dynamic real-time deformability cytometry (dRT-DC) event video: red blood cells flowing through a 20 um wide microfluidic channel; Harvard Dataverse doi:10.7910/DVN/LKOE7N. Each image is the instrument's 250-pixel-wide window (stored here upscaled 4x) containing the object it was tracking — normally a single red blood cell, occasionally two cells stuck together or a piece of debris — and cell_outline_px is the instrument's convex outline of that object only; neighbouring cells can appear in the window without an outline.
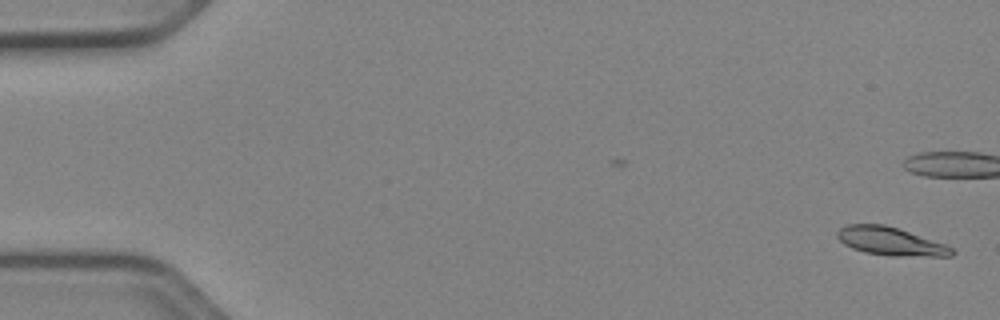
{"species": "Egyptian fruit bat (a non-hibernating species)", "species_latin": "Rousettus aegyptiacus", "temperature_condition": "cold", "stored_images_in_passage": 46, "camera_frame_rate_fps": 3000, "um_per_image_px": 0.085, "animal": {"sex": "female"}, "frame": {"image": 1, "passage_image": 1, "time_ms": 0.0, "image_size_px": [1000, 320], "cell_outline_px": [[956, 252], [952, 256], [892, 256], [864, 252], [852, 248], [844, 244], [836, 236], [836, 232], [840, 228], [848, 224], [884, 224], [944, 244], [952, 248]], "centroid_in_image_um": [75.66, 20.52], "position_along_channel_um": 9.3, "area_um2": 18.61}}
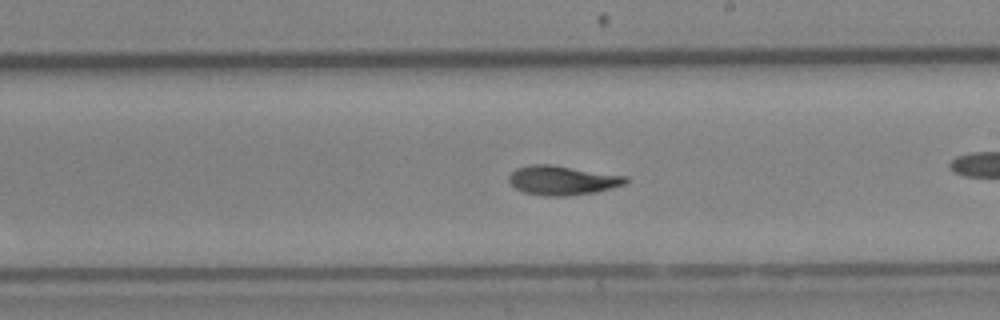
{"frame": {"image": 2, "passage_image": 30, "time_ms": 9.667, "image_size_px": [1000, 320], "cell_outline_px": [[628, 184], [596, 192], [568, 196], [544, 196], [524, 192], [516, 188], [508, 180], [508, 176], [516, 168], [532, 164], [552, 164], [628, 176]], "centroid_in_image_um": [47.84, 15.32], "position_along_channel_um": 241.2, "area_um2": 20.17}}
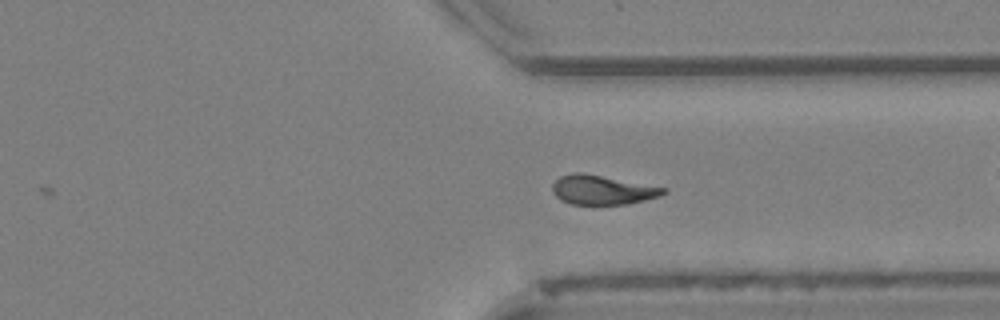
{"frame": {"image": 3, "passage_image": 39, "time_ms": 12.667, "image_size_px": [1000, 320], "cell_outline_px": [[668, 192], [660, 196], [644, 200], [624, 204], [572, 204], [560, 200], [552, 192], [552, 184], [560, 176], [572, 172], [584, 172], [668, 188]], "centroid_in_image_um": [51.19, 16.12], "position_along_channel_um": 360.2, "area_um2": 19.13}, "authors_computed_cell_mechanics": {"area_um2": 18.9584, "velocity_mm_per_s": 3.9313, "shape_relaxation_time_tau1_ms": 4.0747, "shape_relaxation_time_tau2_ms": 4.5507, "deformation_change_tau1": 0.1408, "deformation_change_tau2": 0.0854}}